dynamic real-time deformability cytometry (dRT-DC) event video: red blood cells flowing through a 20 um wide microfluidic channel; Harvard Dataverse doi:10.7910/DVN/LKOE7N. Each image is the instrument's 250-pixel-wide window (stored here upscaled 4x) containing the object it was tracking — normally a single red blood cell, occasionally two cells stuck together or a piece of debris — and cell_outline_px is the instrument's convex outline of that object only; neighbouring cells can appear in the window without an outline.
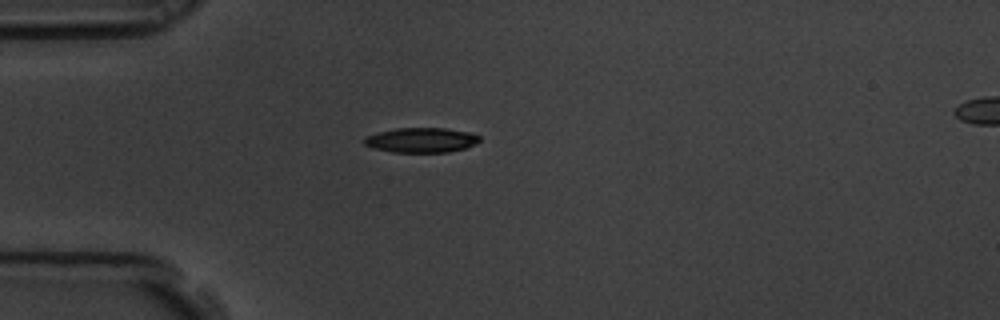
{"species": "common noctule bat (a hibernating species)", "species_latin": "Nyctalus noctula", "temperature_condition": "room temperature", "stored_images_in_passage": 2, "segment_of_instrument_passage": [1, 2], "camera_frame_rate_fps": 3000, "um_per_image_px": 0.085, "animal": {"sex": "male", "body_mass_g": 19.5, "forearm_length_mm": 54.6}, "frame": {"image": 1, "passage_image": 1, "time_ms": 0.0, "image_size_px": [1000, 320], "cell_outline_px": [[480, 140], [476, 144], [464, 148], [448, 152], [392, 152], [372, 148], [364, 144], [360, 140], [364, 136], [396, 128], [444, 128], [468, 132], [480, 136]], "centroid_in_image_um": [35.76, 11.91], "position_along_channel_um": 49.2, "area_um2": 16.76}}